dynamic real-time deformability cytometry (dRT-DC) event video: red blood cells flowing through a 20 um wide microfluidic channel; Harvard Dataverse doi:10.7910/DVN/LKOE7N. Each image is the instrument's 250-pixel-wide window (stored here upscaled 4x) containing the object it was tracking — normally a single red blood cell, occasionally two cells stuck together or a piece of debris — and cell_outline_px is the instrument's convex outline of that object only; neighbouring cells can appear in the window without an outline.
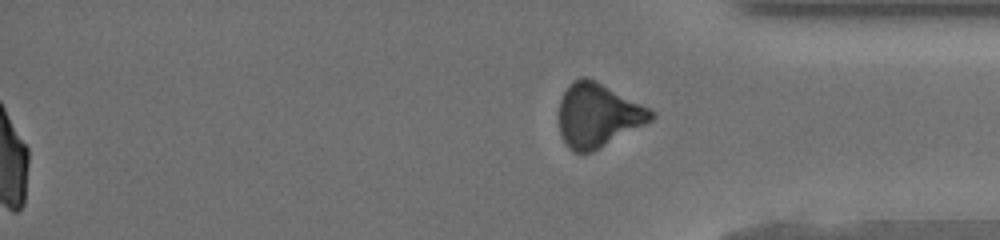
{"species": "human", "species_latin": "Homo sapiens", "temperature_condition": "cold", "stored_images_in_passage": 19, "segment_of_instrument_passage": [2, 2], "camera_frame_rate_fps": 3000, "um_per_image_px": 0.085, "donor": {"sex": "male"}, "frame": {"image": 1, "passage_image": 19, "time_ms": 6.0, "image_size_px": [1000, 240], "cell_outline_px": [[656, 116], [652, 120], [600, 148], [592, 152], [572, 152], [568, 148], [560, 136], [556, 116], [560, 100], [568, 84], [580, 76], [588, 76], [596, 80], [656, 112]], "centroid_in_image_um": [50.75, 9.79], "position_along_channel_um": 384.4, "area_um2": 34.68}}